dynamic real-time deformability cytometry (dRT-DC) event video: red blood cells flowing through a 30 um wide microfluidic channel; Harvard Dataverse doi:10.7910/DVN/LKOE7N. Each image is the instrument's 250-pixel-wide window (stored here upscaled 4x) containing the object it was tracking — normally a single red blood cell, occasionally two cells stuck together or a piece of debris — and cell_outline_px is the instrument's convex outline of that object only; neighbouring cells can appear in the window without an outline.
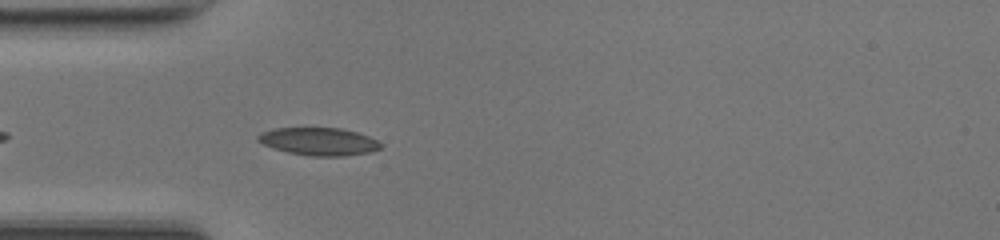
{"species": "common noctule bat (a hibernating species)", "species_latin": "Nyctalus noctula", "temperature_condition": "room temperature", "stored_images_in_passage": 24, "camera_frame_rate_fps": 3000, "um_per_image_px": 0.085, "animal": {"sex": "female", "body_mass_g": 17.0, "forearm_length_mm": 48.0}, "frame": {"image": 1, "passage_image": 4, "time_ms": 1.0, "image_size_px": [1000, 240], "cell_outline_px": [[384, 144], [380, 148], [372, 152], [344, 156], [312, 156], [288, 152], [272, 148], [256, 140], [256, 136], [260, 132], [276, 128], [340, 128], [356, 132], [368, 136]], "centroid_in_image_um": [27.1, 12.03], "position_along_channel_um": 57.9, "area_um2": 19.88}}
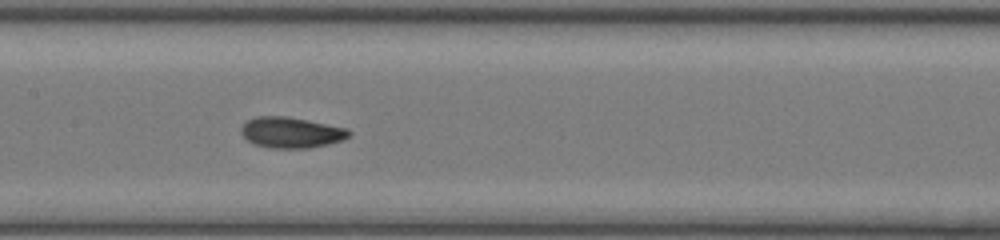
{"frame": {"image": 2, "passage_image": 13, "time_ms": 4.0, "image_size_px": [1000, 240], "cell_outline_px": [[352, 132], [344, 140], [328, 144], [308, 148], [268, 148], [252, 144], [240, 132], [240, 128], [248, 120], [256, 116], [288, 116], [348, 128]], "centroid_in_image_um": [24.75, 11.26], "position_along_channel_um": 182.7, "area_um2": 19.54}}
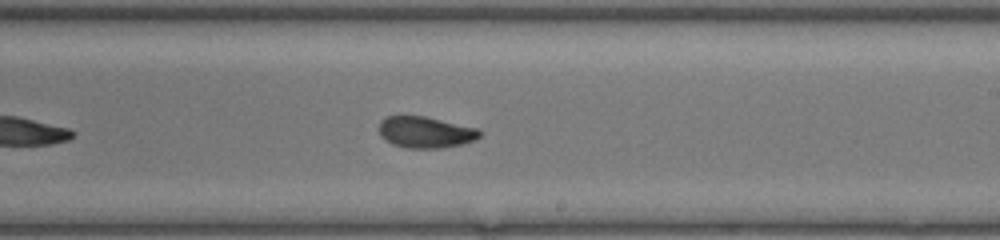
{"frame": {"image": 3, "passage_image": 18, "time_ms": 5.667, "image_size_px": [1000, 240], "cell_outline_px": [[480, 136], [476, 140], [460, 144], [440, 148], [404, 148], [392, 144], [384, 140], [380, 136], [380, 120], [388, 116], [424, 116], [480, 128]], "centroid_in_image_um": [36.17, 11.24], "position_along_channel_um": 252.8, "area_um2": 18.5}}